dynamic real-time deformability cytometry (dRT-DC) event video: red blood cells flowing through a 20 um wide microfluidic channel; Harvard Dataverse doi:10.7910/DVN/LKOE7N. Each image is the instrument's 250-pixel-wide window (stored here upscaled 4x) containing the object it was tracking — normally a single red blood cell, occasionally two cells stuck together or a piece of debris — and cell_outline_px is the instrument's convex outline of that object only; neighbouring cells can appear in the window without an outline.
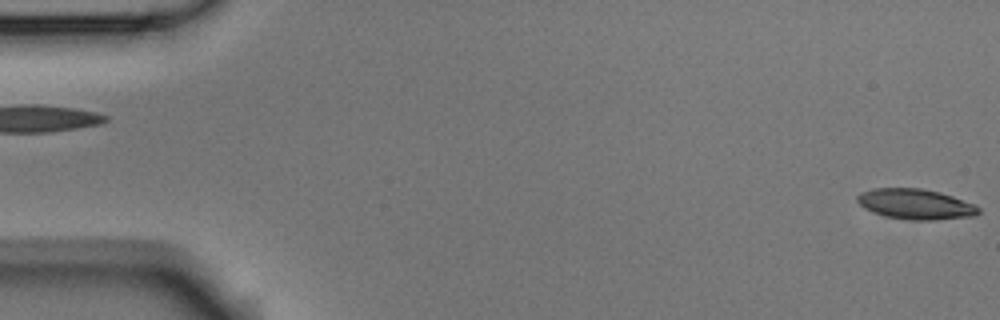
{"species": "Egyptian fruit bat (a non-hibernating species)", "species_latin": "Rousettus aegyptiacus", "temperature_condition": "room temperature", "stored_images_in_passage": 3, "segment_of_instrument_passage": [2, 2], "camera_frame_rate_fps": 3000, "um_per_image_px": 0.085, "animal": {"sex": "male"}, "frame": {"image": 1, "passage_image": 3, "time_ms": 0.667, "image_size_px": [1000, 320], "cell_outline_px": [[980, 212], [976, 216], [932, 220], [912, 220], [888, 216], [864, 208], [856, 200], [856, 196], [860, 192], [872, 188], [920, 188], [940, 192], [976, 204], [980, 208]], "centroid_in_image_um": [77.85, 17.34], "position_along_channel_um": 7.1, "area_um2": 21.44}}